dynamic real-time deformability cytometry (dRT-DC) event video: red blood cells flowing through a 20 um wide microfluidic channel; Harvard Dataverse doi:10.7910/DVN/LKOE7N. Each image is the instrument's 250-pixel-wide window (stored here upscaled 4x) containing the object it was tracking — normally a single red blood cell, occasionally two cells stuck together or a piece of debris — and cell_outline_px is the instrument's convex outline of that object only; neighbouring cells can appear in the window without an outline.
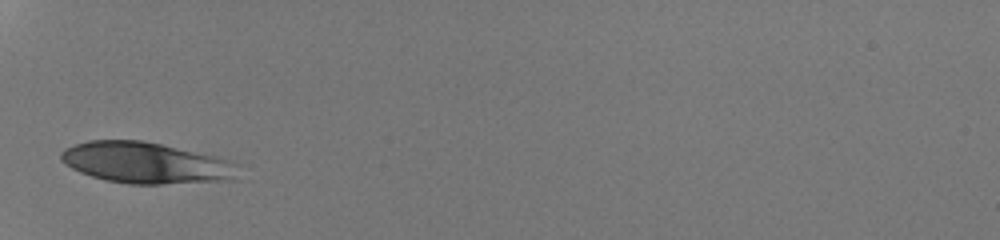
{"species": "human", "species_latin": "Homo sapiens", "temperature_condition": "room temperature", "stored_images_in_passage": 25, "camera_frame_rate_fps": 3000, "um_per_image_px": 0.085, "donor": {"sex": "male"}, "frame": {"image": 1, "passage_image": 1, "time_ms": 0.0, "image_size_px": [1000, 240], "cell_outline_px": [[236, 180], [164, 184], [128, 184], [108, 180], [92, 176], [80, 172], [72, 168], [60, 160], [60, 152], [64, 148], [88, 140], [140, 140], [160, 144], [224, 160]], "centroid_in_image_um": [12.19, 13.85], "position_along_channel_um": 72.8, "area_um2": 41.1}}
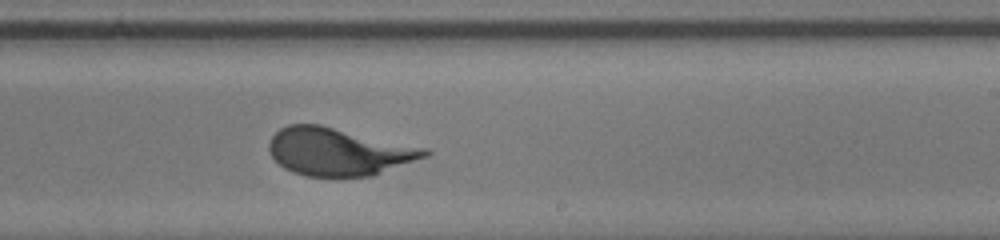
{"frame": {"image": 2, "passage_image": 15, "time_ms": 4.667, "image_size_px": [1000, 240], "cell_outline_px": [[432, 152], [428, 156], [372, 176], [308, 176], [292, 172], [284, 168], [272, 156], [268, 148], [268, 144], [272, 136], [280, 128], [288, 124], [320, 124], [428, 148]], "centroid_in_image_um": [28.79, 12.88], "position_along_channel_um": 260.2, "area_um2": 43.29}}
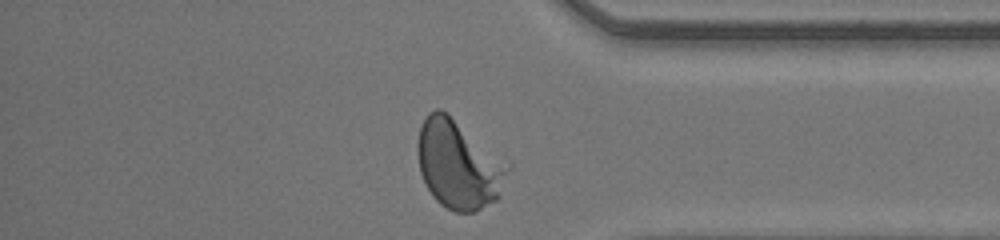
{"frame": {"image": 3, "passage_image": 25, "time_ms": 8.0, "image_size_px": [1000, 240], "cell_outline_px": [[512, 164], [500, 196], [496, 200], [472, 212], [456, 212], [440, 204], [432, 196], [420, 172], [416, 152], [416, 144], [420, 128], [428, 112], [436, 108], [440, 108]], "centroid_in_image_um": [38.99, 13.97], "position_along_channel_um": 396.2, "area_um2": 46.7}}